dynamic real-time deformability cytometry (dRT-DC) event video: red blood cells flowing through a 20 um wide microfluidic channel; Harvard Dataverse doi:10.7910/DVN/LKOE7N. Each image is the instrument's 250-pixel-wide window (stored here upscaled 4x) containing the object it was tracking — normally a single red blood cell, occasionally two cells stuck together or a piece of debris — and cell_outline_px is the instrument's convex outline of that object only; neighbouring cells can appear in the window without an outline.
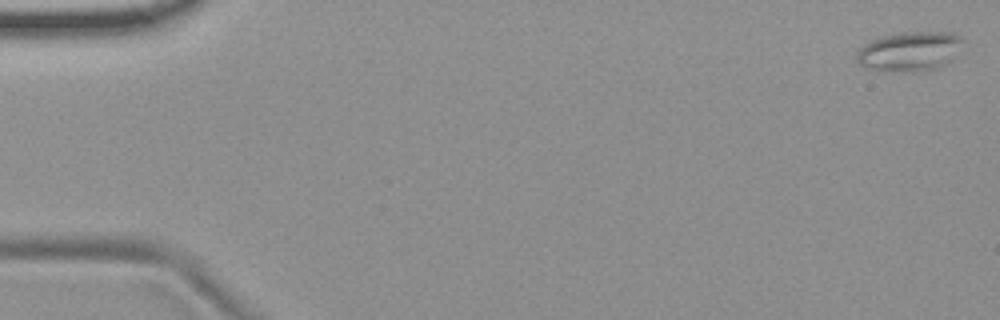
{"species": "common noctule bat (a hibernating species)", "species_latin": "Nyctalus noctula", "temperature_condition": "room temperature", "stored_images_in_passage": 8, "camera_frame_rate_fps": 3000, "um_per_image_px": 0.085, "animal": {"sex": "female", "body_mass_g": 19.9}, "frame": {"image": 1, "passage_image": 1, "time_ms": 0.0, "image_size_px": [1000, 320], "cell_outline_px": [[964, 40], [948, 60], [944, 64], [932, 68], [864, 68], [856, 60], [856, 52], [864, 44], [880, 36], [900, 32], [952, 32], [960, 36]], "centroid_in_image_um": [77.26, 4.27], "position_along_channel_um": 7.7, "area_um2": 23.0}}
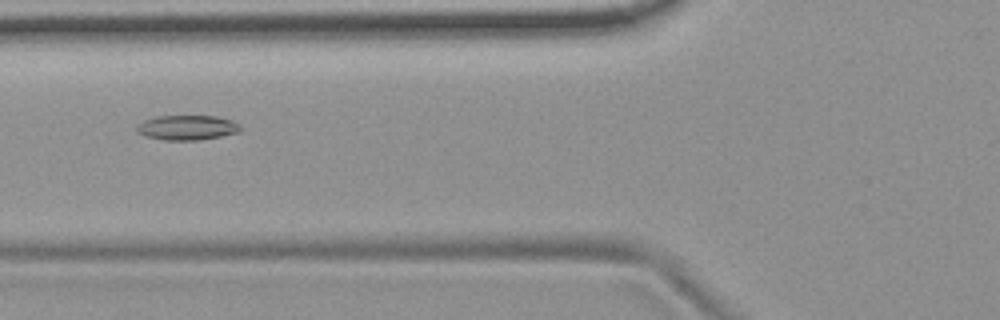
{"frame": {"image": 2, "passage_image": 7, "time_ms": 6.667, "image_size_px": [1000, 320], "cell_outline_px": [[244, 128], [240, 132], [200, 140], [164, 140], [144, 136], [136, 132], [136, 124], [144, 120], [156, 116], [216, 116], [232, 120], [240, 124]], "centroid_in_image_um": [15.91, 10.84], "position_along_channel_um": 109.9, "area_um2": 15.26}}
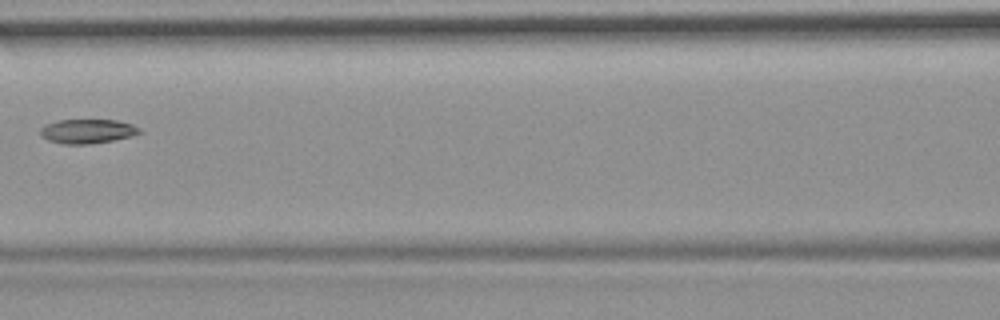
{"frame": {"image": 3, "passage_image": 8, "time_ms": 8.0, "image_size_px": [1000, 320], "cell_outline_px": [[140, 132], [132, 136], [112, 140], [88, 144], [64, 144], [48, 140], [40, 132], [40, 128], [44, 124], [60, 120], [116, 120], [132, 124], [140, 128]], "centroid_in_image_um": [7.42, 11.15], "position_along_channel_um": 159.2, "area_um2": 13.87}}